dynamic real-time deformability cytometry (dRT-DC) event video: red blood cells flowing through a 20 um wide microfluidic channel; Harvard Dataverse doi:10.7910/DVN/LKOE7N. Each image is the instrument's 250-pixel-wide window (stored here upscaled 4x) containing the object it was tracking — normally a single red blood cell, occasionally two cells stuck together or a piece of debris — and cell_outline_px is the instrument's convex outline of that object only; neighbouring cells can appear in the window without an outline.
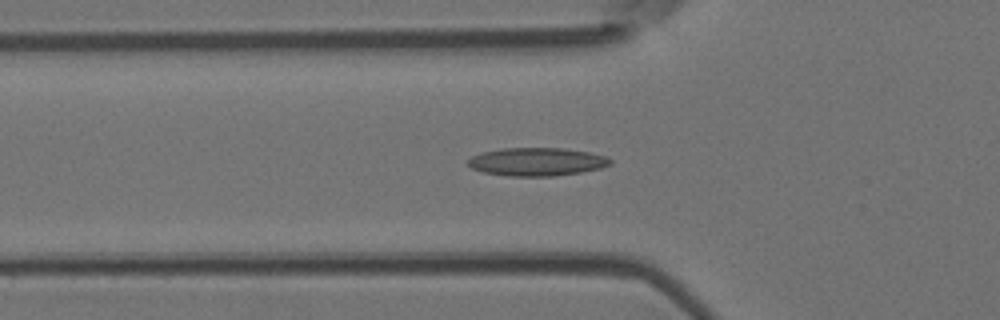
{"species": "Egyptian fruit bat (a non-hibernating species)", "species_latin": "Rousettus aegyptiacus", "temperature_condition": "room temperature", "stored_images_in_passage": 29, "camera_frame_rate_fps": 3000, "um_per_image_px": 0.085, "animal": {"sex": "female"}, "frame": {"image": 1, "passage_image": 5, "time_ms": 1.333, "image_size_px": [1000, 320], "cell_outline_px": [[612, 164], [600, 168], [580, 172], [552, 176], [508, 176], [484, 172], [472, 168], [468, 164], [468, 160], [472, 156], [480, 152], [504, 148], [564, 148], [588, 152], [604, 156], [612, 160]], "centroid_in_image_um": [45.62, 13.74], "position_along_channel_um": 80.2, "area_um2": 23.24}}
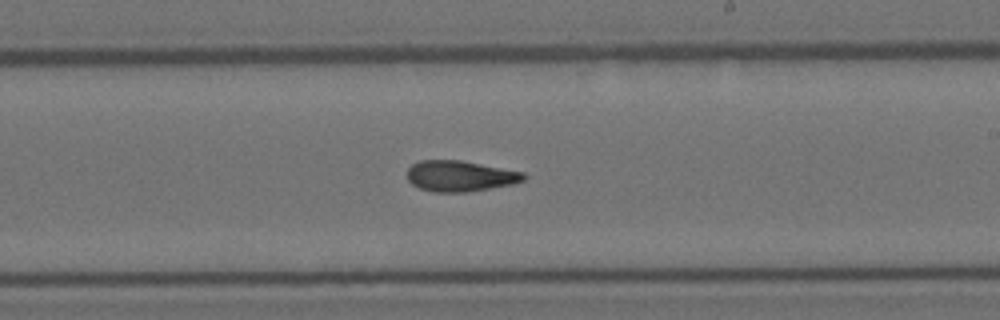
{"frame": {"image": 2, "passage_image": 18, "time_ms": 5.667, "image_size_px": [1000, 320], "cell_outline_px": [[528, 176], [524, 180], [512, 184], [468, 192], [432, 192], [420, 188], [412, 184], [408, 180], [408, 168], [412, 164], [420, 160], [460, 160], [524, 172]], "centroid_in_image_um": [39.11, 14.96], "position_along_channel_um": 249.9, "area_um2": 20.92}}
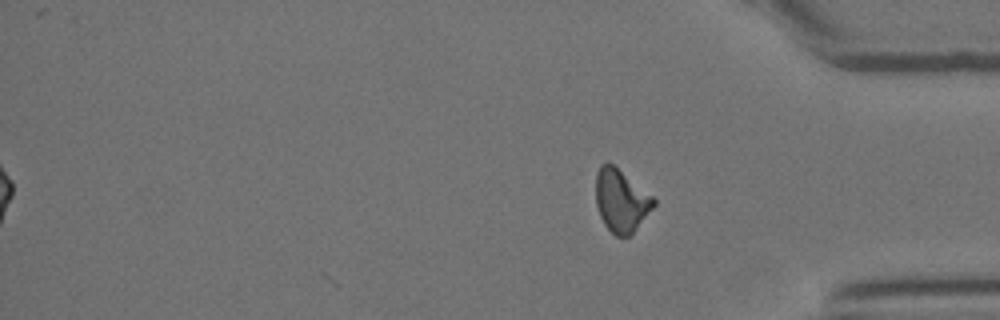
{"frame": {"image": 3, "passage_image": 29, "time_ms": 9.333, "image_size_px": [1000, 320], "cell_outline_px": [[656, 204], [636, 228], [628, 236], [616, 236], [604, 224], [600, 216], [596, 204], [596, 172], [600, 164], [608, 160], [652, 196], [656, 200]], "centroid_in_image_um": [52.76, 17.02], "position_along_channel_um": 382.4, "area_um2": 20.92}, "authors_computed_cell_mechanics": {"area_um2": 20.9236, "velocity_mm_per_s": 3.8978, "shape_relaxation_time_tau1_ms": null, "shape_relaxation_time_tau2_ms": 2.2849, "deformation_change_tau1": null, "deformation_change_tau2": 0.0969}}